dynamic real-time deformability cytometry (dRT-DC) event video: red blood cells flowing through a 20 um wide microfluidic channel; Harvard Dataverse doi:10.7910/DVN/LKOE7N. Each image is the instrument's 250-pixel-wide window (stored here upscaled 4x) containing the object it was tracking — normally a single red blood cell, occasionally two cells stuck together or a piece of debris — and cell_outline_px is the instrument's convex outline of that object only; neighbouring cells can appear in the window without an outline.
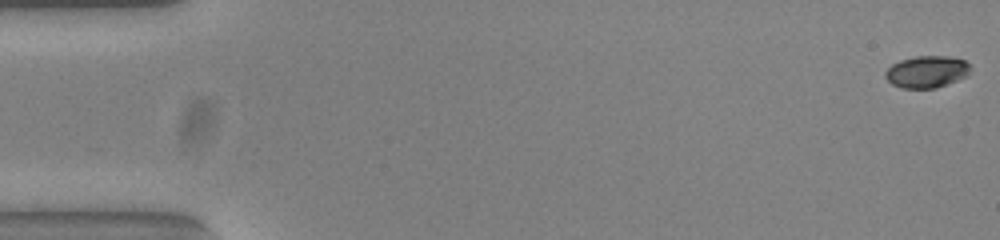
{"species": "common noctule bat (a hibernating species)", "species_latin": "Nyctalus noctula", "temperature_condition": "warm", "stored_images_in_passage": 54, "camera_frame_rate_fps": 3000, "um_per_image_px": 0.085, "animal": {"sex": "female", "body_mass_g": 23.0, "forearm_length_mm": 53.4}, "frame": {"image": 1, "passage_image": 1, "time_ms": 0.0, "image_size_px": [1000, 240], "cell_outline_px": [[968, 72], [964, 76], [956, 80], [936, 88], [904, 88], [892, 84], [884, 76], [884, 72], [892, 64], [900, 60], [916, 56], [948, 56], [964, 60], [968, 64]], "centroid_in_image_um": [78.72, 6.09], "position_along_channel_um": 6.3, "area_um2": 15.55}}
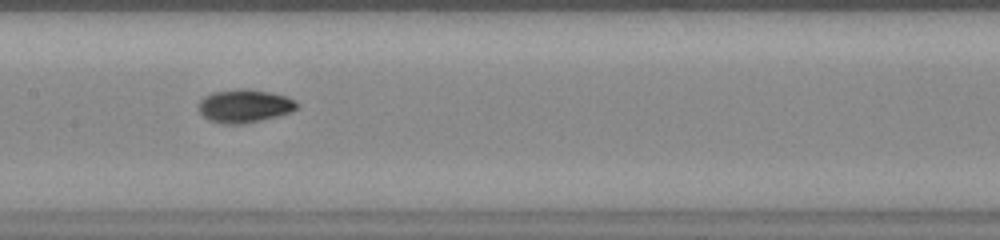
{"frame": {"image": 2, "passage_image": 27, "time_ms": 8.667, "image_size_px": [1000, 240], "cell_outline_px": [[300, 104], [292, 112], [260, 120], [240, 124], [224, 124], [208, 120], [200, 112], [200, 100], [204, 96], [212, 92], [240, 88], [248, 88], [288, 96], [296, 100]], "centroid_in_image_um": [20.81, 8.99], "position_along_channel_um": 186.6, "area_um2": 19.07}}
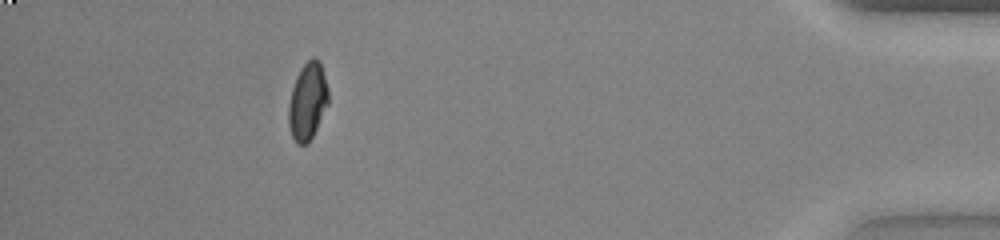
{"frame": {"image": 3, "passage_image": 49, "time_ms": 16.0, "image_size_px": [1000, 240], "cell_outline_px": [[328, 104], [308, 144], [296, 144], [292, 136], [288, 124], [288, 104], [292, 88], [296, 76], [300, 68], [312, 56], [316, 56], [320, 60], [328, 88]], "centroid_in_image_um": [26.14, 8.58], "position_along_channel_um": 409.1, "area_um2": 18.03}, "authors_computed_cell_mechanics": {"area_um2": 17.5712, "velocity_mm_per_s": 3.8332, "shape_relaxation_time_tau1_ms": 3.5506, "shape_relaxation_time_tau2_ms": 2.025, "deformation_change_tau1": 0.1519, "deformation_change_tau2": 0.0433}}